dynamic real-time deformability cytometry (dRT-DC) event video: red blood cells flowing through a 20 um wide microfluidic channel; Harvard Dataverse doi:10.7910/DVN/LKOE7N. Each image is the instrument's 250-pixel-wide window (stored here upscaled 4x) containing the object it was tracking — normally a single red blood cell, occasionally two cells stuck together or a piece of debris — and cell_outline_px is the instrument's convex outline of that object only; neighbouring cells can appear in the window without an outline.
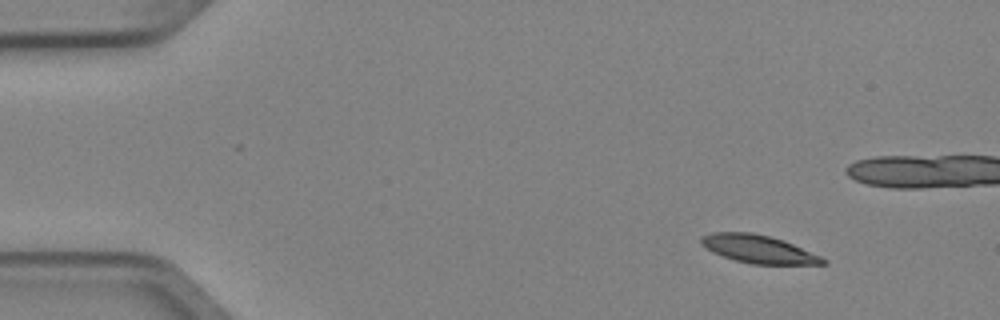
{"species": "Egyptian fruit bat (a non-hibernating species)", "species_latin": "Rousettus aegyptiacus", "temperature_condition": "cold", "stored_images_in_passage": 7, "camera_frame_rate_fps": 3000, "um_per_image_px": 0.085, "animal": {"sex": "female"}, "frame": {"image": 1, "passage_image": 2, "time_ms": 0.333, "image_size_px": [1000, 320], "cell_outline_px": [[828, 264], [752, 264], [736, 260], [712, 252], [700, 244], [700, 236], [712, 232], [752, 232], [784, 240], [820, 256], [828, 260]], "centroid_in_image_um": [64.45, 21.16], "position_along_channel_um": 20.6, "area_um2": 19.83}}